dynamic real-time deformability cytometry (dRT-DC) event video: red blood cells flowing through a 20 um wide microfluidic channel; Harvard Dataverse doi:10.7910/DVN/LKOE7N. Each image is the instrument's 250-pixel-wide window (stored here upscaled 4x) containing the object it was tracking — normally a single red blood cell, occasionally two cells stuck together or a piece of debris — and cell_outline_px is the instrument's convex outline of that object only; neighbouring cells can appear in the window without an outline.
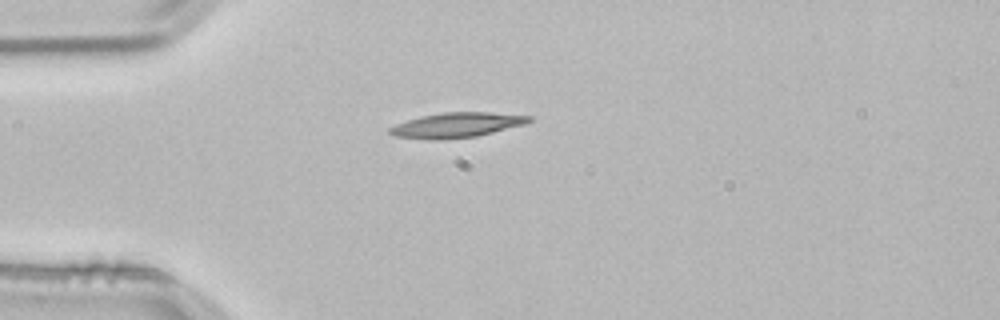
{"species": "common noctule bat (a hibernating species)", "species_latin": "Nyctalus noctula", "temperature_condition": "room temperature", "stored_images_in_passage": 40, "camera_frame_rate_fps": 3000, "um_per_image_px": 0.085, "animal": {"sex": "male", "body_mass_g": 21.5, "forearm_length_mm": 52.0}, "frame": {"image": 1, "passage_image": 1, "time_ms": 0.0, "image_size_px": [1000, 320], "cell_outline_px": [[532, 120], [524, 124], [476, 136], [444, 140], [432, 140], [396, 136], [388, 132], [388, 128], [396, 124], [420, 116], [444, 112], [488, 112], [532, 116]], "centroid_in_image_um": [38.79, 10.63], "position_along_channel_um": 46.2, "area_um2": 20.11}}
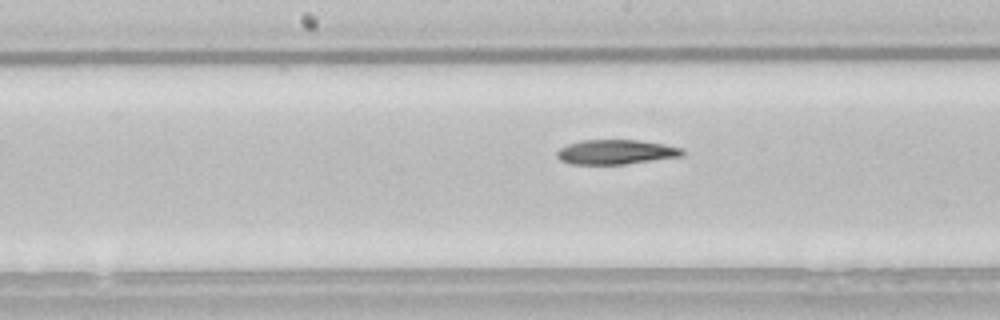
{"frame": {"image": 2, "passage_image": 14, "time_ms": 4.333, "image_size_px": [1000, 320], "cell_outline_px": [[684, 156], [624, 164], [572, 164], [560, 160], [556, 156], [556, 152], [560, 148], [568, 144], [580, 140], [640, 140], [664, 144], [684, 148]], "centroid_in_image_um": [52.37, 12.91], "position_along_channel_um": 195.8, "area_um2": 18.09}}
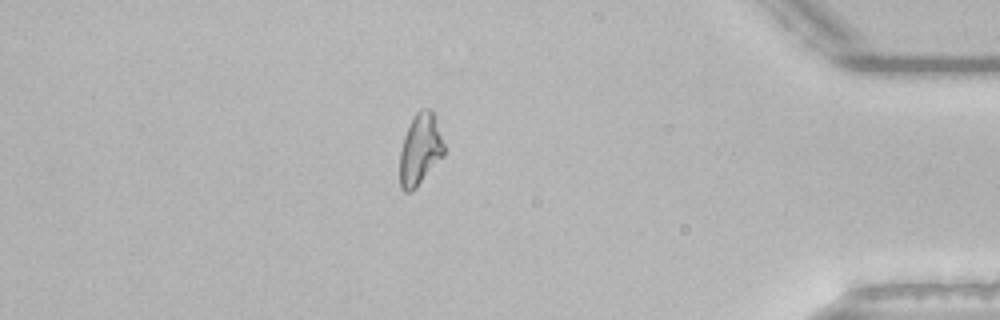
{"frame": {"image": 3, "passage_image": 33, "time_ms": 10.667, "image_size_px": [1000, 320], "cell_outline_px": [[444, 156], [416, 188], [412, 192], [404, 192], [400, 188], [400, 148], [408, 124], [412, 116], [420, 108], [428, 108], [432, 112], [444, 144]], "centroid_in_image_um": [35.68, 12.72], "position_along_channel_um": 399.5, "area_um2": 18.55}, "authors_computed_cell_mechanics": {"area_um2": 18.6116, "velocity_mm_per_s": 3.8401, "shape_relaxation_time_tau1_ms": 11.3077, "shape_relaxation_time_tau2_ms": null, "deformation_change_tau1": 0.2574, "deformation_change_tau2": null}}